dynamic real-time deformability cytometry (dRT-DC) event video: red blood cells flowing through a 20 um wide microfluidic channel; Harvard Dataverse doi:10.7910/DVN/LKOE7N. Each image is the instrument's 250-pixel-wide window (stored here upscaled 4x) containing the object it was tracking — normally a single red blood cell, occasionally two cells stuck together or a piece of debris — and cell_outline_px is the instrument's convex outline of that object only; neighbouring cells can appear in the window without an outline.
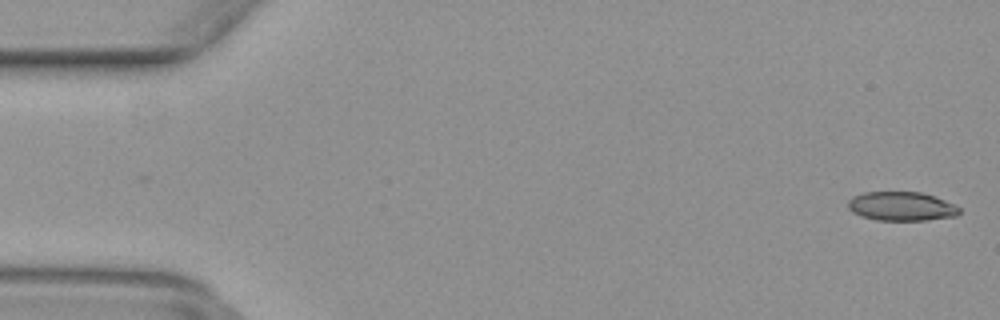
{"species": "common noctule bat (a hibernating species)", "species_latin": "Nyctalus noctula", "temperature_condition": "warm", "stored_images_in_passage": 46, "camera_frame_rate_fps": 3000, "um_per_image_px": 0.085, "animal": {"sex": "female", "body_mass_g": 29.2, "forearm_length_mm": 56.3}, "frame": {"image": 1, "passage_image": 1, "time_ms": 0.0, "image_size_px": [1000, 320], "cell_outline_px": [[960, 212], [956, 216], [924, 220], [876, 220], [860, 216], [852, 212], [848, 208], [848, 200], [852, 196], [864, 192], [920, 192], [936, 196], [960, 208]], "centroid_in_image_um": [76.59, 17.53], "position_along_channel_um": 8.4, "area_um2": 18.84}}
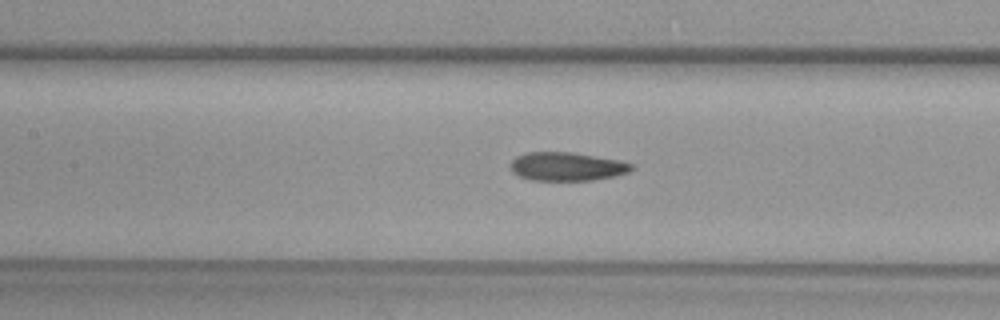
{"frame": {"image": 2, "passage_image": 22, "time_ms": 7.0, "image_size_px": [1000, 320], "cell_outline_px": [[632, 168], [628, 172], [612, 176], [592, 180], [532, 180], [520, 176], [512, 172], [508, 168], [512, 160], [516, 156], [528, 152], [572, 152], [620, 160], [632, 164]], "centroid_in_image_um": [48.13, 14.14], "position_along_channel_um": 159.3, "area_um2": 20.06}}
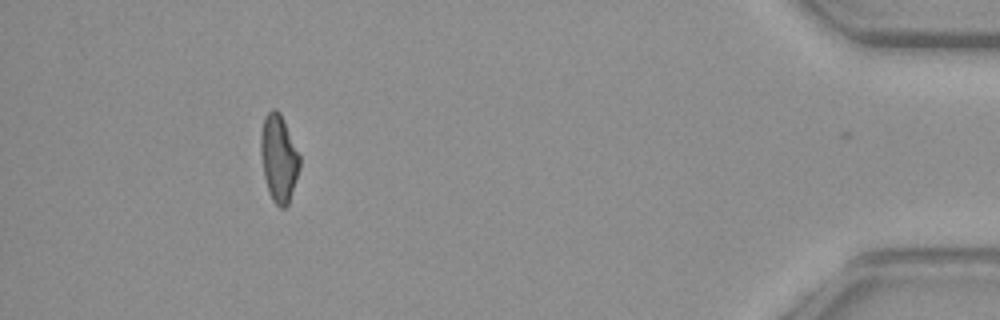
{"frame": {"image": 3, "passage_image": 45, "time_ms": 14.667, "image_size_px": [1000, 320], "cell_outline_px": [[300, 168], [288, 204], [284, 208], [280, 208], [272, 200], [268, 192], [264, 176], [260, 152], [260, 132], [264, 116], [272, 108], [276, 108], [280, 112], [300, 156]], "centroid_in_image_um": [23.68, 13.43], "position_along_channel_um": 411.5, "area_um2": 19.88}}